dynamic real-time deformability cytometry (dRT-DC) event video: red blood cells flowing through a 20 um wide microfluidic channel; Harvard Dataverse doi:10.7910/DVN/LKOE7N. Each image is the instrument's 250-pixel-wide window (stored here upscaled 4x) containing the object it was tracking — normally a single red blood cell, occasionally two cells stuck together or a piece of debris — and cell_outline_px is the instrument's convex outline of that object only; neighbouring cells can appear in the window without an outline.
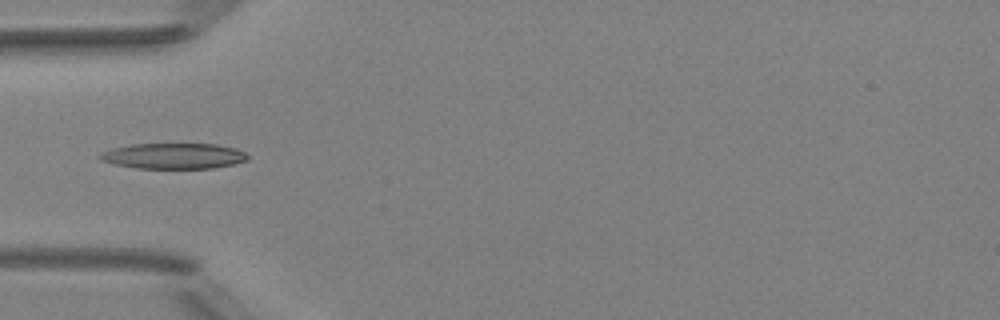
{"species": "Egyptian fruit bat (a non-hibernating species)", "species_latin": "Rousettus aegyptiacus", "temperature_condition": "room temperature", "stored_images_in_passage": 5, "camera_frame_rate_fps": 3000, "um_per_image_px": 0.085, "animal": {"sex": "female"}, "frame": {"image": 1, "passage_image": 5, "time_ms": 5.667, "image_size_px": [1000, 320], "cell_outline_px": [[248, 160], [232, 164], [212, 168], [136, 168], [116, 164], [100, 160], [96, 156], [112, 148], [132, 144], [216, 144], [236, 148], [244, 152], [248, 156]], "centroid_in_image_um": [14.76, 13.25], "position_along_channel_um": 70.2, "area_um2": 21.96}}